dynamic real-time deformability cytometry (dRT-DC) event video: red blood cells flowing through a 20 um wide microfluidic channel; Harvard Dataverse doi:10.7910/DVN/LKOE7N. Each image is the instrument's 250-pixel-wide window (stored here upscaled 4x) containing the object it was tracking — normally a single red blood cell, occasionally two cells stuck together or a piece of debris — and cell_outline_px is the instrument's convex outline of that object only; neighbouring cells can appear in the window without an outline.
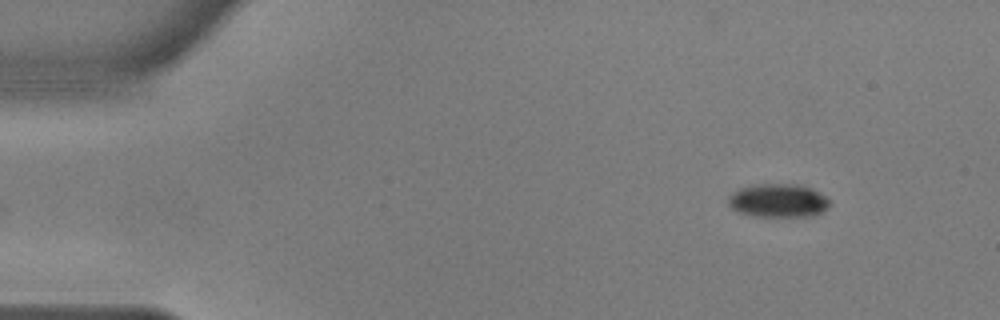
{"species": "common noctule bat (a hibernating species)", "species_latin": "Nyctalus noctula", "temperature_condition": "warm", "stored_images_in_passage": 51, "camera_frame_rate_fps": 3000, "um_per_image_px": 0.085, "animal": {"sex": "male", "body_mass_g": 17.9, "forearm_length_mm": 54.2}, "frame": {"image": 1, "passage_image": 1, "time_ms": 0.0, "image_size_px": [1000, 320], "cell_outline_px": [[832, 204], [824, 212], [816, 216], [752, 216], [736, 212], [728, 204], [728, 196], [732, 192], [740, 188], [760, 184], [796, 184], [812, 188], [824, 196]], "centroid_in_image_um": [66.15, 17.06], "position_along_channel_um": 18.8, "area_um2": 20.0}}
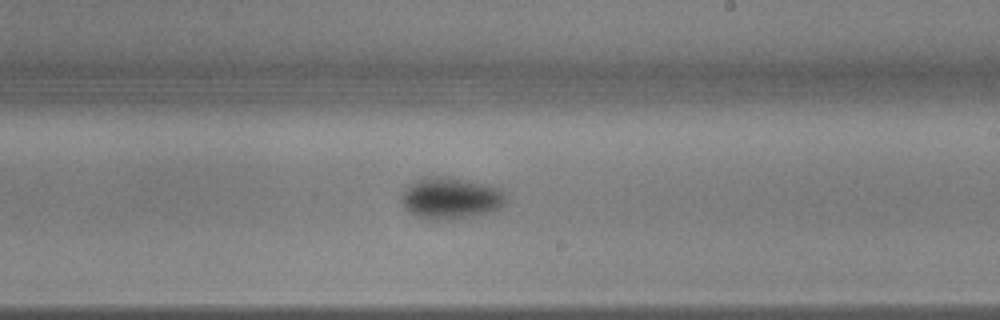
{"frame": {"image": 2, "passage_image": 28, "time_ms": 9.0, "image_size_px": [1000, 320], "cell_outline_px": [[504, 204], [500, 208], [488, 212], [468, 216], [444, 220], [420, 220], [408, 212], [404, 208], [400, 200], [404, 192], [416, 180], [424, 176], [444, 176], [484, 184], [496, 188], [504, 196]], "centroid_in_image_um": [38.21, 16.87], "position_along_channel_um": 250.8, "area_um2": 24.97}}
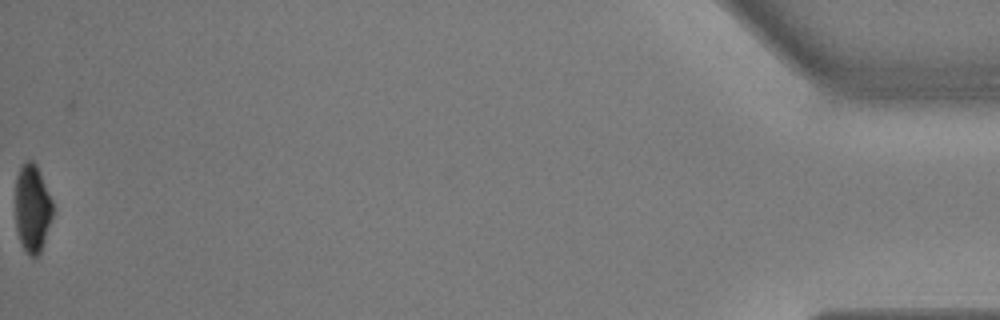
{"frame": {"image": 3, "passage_image": 51, "time_ms": 16.667, "image_size_px": [1000, 320], "cell_outline_px": [[52, 216], [40, 252], [32, 260], [28, 256], [20, 244], [16, 228], [16, 176], [24, 160], [32, 160], [36, 164], [52, 200]], "centroid_in_image_um": [2.73, 17.73], "position_along_channel_um": 432.5, "area_um2": 19.13}, "authors_computed_cell_mechanics": {"area_um2": 22.542, "velocity_mm_per_s": 3.6283, "shape_relaxation_time_tau1_ms": 3.8744, "shape_relaxation_time_tau2_ms": 5.9348, "deformation_change_tau1": 0.1409, "deformation_change_tau2": 0.0574}}